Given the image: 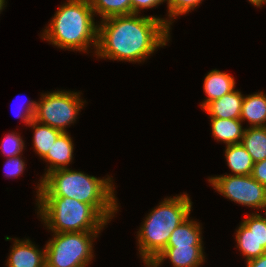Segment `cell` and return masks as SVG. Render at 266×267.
<instances>
[{
  "label": "cell",
  "mask_w": 266,
  "mask_h": 267,
  "mask_svg": "<svg viewBox=\"0 0 266 267\" xmlns=\"http://www.w3.org/2000/svg\"><path fill=\"white\" fill-rule=\"evenodd\" d=\"M94 16L89 0H67L55 12L41 37L57 48L84 53L93 46L95 55L98 23Z\"/></svg>",
  "instance_id": "3"
},
{
  "label": "cell",
  "mask_w": 266,
  "mask_h": 267,
  "mask_svg": "<svg viewBox=\"0 0 266 267\" xmlns=\"http://www.w3.org/2000/svg\"><path fill=\"white\" fill-rule=\"evenodd\" d=\"M251 176L260 184L266 186V159L254 163Z\"/></svg>",
  "instance_id": "27"
},
{
  "label": "cell",
  "mask_w": 266,
  "mask_h": 267,
  "mask_svg": "<svg viewBox=\"0 0 266 267\" xmlns=\"http://www.w3.org/2000/svg\"><path fill=\"white\" fill-rule=\"evenodd\" d=\"M59 169L36 186V197H68L90 204L108 223L118 212L113 177L97 178L84 172Z\"/></svg>",
  "instance_id": "2"
},
{
  "label": "cell",
  "mask_w": 266,
  "mask_h": 267,
  "mask_svg": "<svg viewBox=\"0 0 266 267\" xmlns=\"http://www.w3.org/2000/svg\"><path fill=\"white\" fill-rule=\"evenodd\" d=\"M225 158L233 175H251L254 162L245 147L240 144L226 145Z\"/></svg>",
  "instance_id": "18"
},
{
  "label": "cell",
  "mask_w": 266,
  "mask_h": 267,
  "mask_svg": "<svg viewBox=\"0 0 266 267\" xmlns=\"http://www.w3.org/2000/svg\"><path fill=\"white\" fill-rule=\"evenodd\" d=\"M249 3L253 4L257 8H261L262 5L266 4V0H248Z\"/></svg>",
  "instance_id": "29"
},
{
  "label": "cell",
  "mask_w": 266,
  "mask_h": 267,
  "mask_svg": "<svg viewBox=\"0 0 266 267\" xmlns=\"http://www.w3.org/2000/svg\"><path fill=\"white\" fill-rule=\"evenodd\" d=\"M94 14L104 20L113 16L130 15L131 0H89Z\"/></svg>",
  "instance_id": "21"
},
{
  "label": "cell",
  "mask_w": 266,
  "mask_h": 267,
  "mask_svg": "<svg viewBox=\"0 0 266 267\" xmlns=\"http://www.w3.org/2000/svg\"><path fill=\"white\" fill-rule=\"evenodd\" d=\"M167 27L171 29L172 21L176 19L177 16L185 15L191 10H194L202 0H167Z\"/></svg>",
  "instance_id": "22"
},
{
  "label": "cell",
  "mask_w": 266,
  "mask_h": 267,
  "mask_svg": "<svg viewBox=\"0 0 266 267\" xmlns=\"http://www.w3.org/2000/svg\"><path fill=\"white\" fill-rule=\"evenodd\" d=\"M241 144L254 163L266 159V126L245 128Z\"/></svg>",
  "instance_id": "19"
},
{
  "label": "cell",
  "mask_w": 266,
  "mask_h": 267,
  "mask_svg": "<svg viewBox=\"0 0 266 267\" xmlns=\"http://www.w3.org/2000/svg\"><path fill=\"white\" fill-rule=\"evenodd\" d=\"M240 120L248 121L249 127L266 126V95L262 91L244 95Z\"/></svg>",
  "instance_id": "15"
},
{
  "label": "cell",
  "mask_w": 266,
  "mask_h": 267,
  "mask_svg": "<svg viewBox=\"0 0 266 267\" xmlns=\"http://www.w3.org/2000/svg\"><path fill=\"white\" fill-rule=\"evenodd\" d=\"M246 216L235 233L236 248L246 259L245 262L266 253V212L264 216L259 213Z\"/></svg>",
  "instance_id": "9"
},
{
  "label": "cell",
  "mask_w": 266,
  "mask_h": 267,
  "mask_svg": "<svg viewBox=\"0 0 266 267\" xmlns=\"http://www.w3.org/2000/svg\"><path fill=\"white\" fill-rule=\"evenodd\" d=\"M246 267H266V253L258 258L248 260L246 262Z\"/></svg>",
  "instance_id": "28"
},
{
  "label": "cell",
  "mask_w": 266,
  "mask_h": 267,
  "mask_svg": "<svg viewBox=\"0 0 266 267\" xmlns=\"http://www.w3.org/2000/svg\"><path fill=\"white\" fill-rule=\"evenodd\" d=\"M24 140L18 133H8L2 141L1 152L8 157L22 155L23 149L25 148Z\"/></svg>",
  "instance_id": "23"
},
{
  "label": "cell",
  "mask_w": 266,
  "mask_h": 267,
  "mask_svg": "<svg viewBox=\"0 0 266 267\" xmlns=\"http://www.w3.org/2000/svg\"><path fill=\"white\" fill-rule=\"evenodd\" d=\"M28 126L34 129L33 148L35 153L42 159L62 132L48 125L38 123L34 119Z\"/></svg>",
  "instance_id": "20"
},
{
  "label": "cell",
  "mask_w": 266,
  "mask_h": 267,
  "mask_svg": "<svg viewBox=\"0 0 266 267\" xmlns=\"http://www.w3.org/2000/svg\"><path fill=\"white\" fill-rule=\"evenodd\" d=\"M208 182L220 195L253 209L266 210V186L251 175L225 174L209 177Z\"/></svg>",
  "instance_id": "8"
},
{
  "label": "cell",
  "mask_w": 266,
  "mask_h": 267,
  "mask_svg": "<svg viewBox=\"0 0 266 267\" xmlns=\"http://www.w3.org/2000/svg\"><path fill=\"white\" fill-rule=\"evenodd\" d=\"M203 247L204 246L166 247L148 267H160L166 259H169L172 267H200L205 263L206 257Z\"/></svg>",
  "instance_id": "10"
},
{
  "label": "cell",
  "mask_w": 266,
  "mask_h": 267,
  "mask_svg": "<svg viewBox=\"0 0 266 267\" xmlns=\"http://www.w3.org/2000/svg\"><path fill=\"white\" fill-rule=\"evenodd\" d=\"M80 92L58 90L41 94L37 102L34 120L61 132L75 123L79 111L84 107Z\"/></svg>",
  "instance_id": "7"
},
{
  "label": "cell",
  "mask_w": 266,
  "mask_h": 267,
  "mask_svg": "<svg viewBox=\"0 0 266 267\" xmlns=\"http://www.w3.org/2000/svg\"><path fill=\"white\" fill-rule=\"evenodd\" d=\"M37 215L52 233L101 232L107 221L90 205L68 197H38Z\"/></svg>",
  "instance_id": "5"
},
{
  "label": "cell",
  "mask_w": 266,
  "mask_h": 267,
  "mask_svg": "<svg viewBox=\"0 0 266 267\" xmlns=\"http://www.w3.org/2000/svg\"><path fill=\"white\" fill-rule=\"evenodd\" d=\"M202 226L190 219V216L181 223L170 235L167 247L203 246Z\"/></svg>",
  "instance_id": "17"
},
{
  "label": "cell",
  "mask_w": 266,
  "mask_h": 267,
  "mask_svg": "<svg viewBox=\"0 0 266 267\" xmlns=\"http://www.w3.org/2000/svg\"><path fill=\"white\" fill-rule=\"evenodd\" d=\"M19 156L8 157L5 164L6 177H19L26 168V162Z\"/></svg>",
  "instance_id": "24"
},
{
  "label": "cell",
  "mask_w": 266,
  "mask_h": 267,
  "mask_svg": "<svg viewBox=\"0 0 266 267\" xmlns=\"http://www.w3.org/2000/svg\"><path fill=\"white\" fill-rule=\"evenodd\" d=\"M243 99L244 95L241 91L234 89L208 103L203 110L209 114L210 118L240 119Z\"/></svg>",
  "instance_id": "13"
},
{
  "label": "cell",
  "mask_w": 266,
  "mask_h": 267,
  "mask_svg": "<svg viewBox=\"0 0 266 267\" xmlns=\"http://www.w3.org/2000/svg\"><path fill=\"white\" fill-rule=\"evenodd\" d=\"M99 233H53L45 245L46 267L88 266L94 257L93 242Z\"/></svg>",
  "instance_id": "6"
},
{
  "label": "cell",
  "mask_w": 266,
  "mask_h": 267,
  "mask_svg": "<svg viewBox=\"0 0 266 267\" xmlns=\"http://www.w3.org/2000/svg\"><path fill=\"white\" fill-rule=\"evenodd\" d=\"M212 136L226 145L240 144L245 128L240 119L210 118Z\"/></svg>",
  "instance_id": "16"
},
{
  "label": "cell",
  "mask_w": 266,
  "mask_h": 267,
  "mask_svg": "<svg viewBox=\"0 0 266 267\" xmlns=\"http://www.w3.org/2000/svg\"><path fill=\"white\" fill-rule=\"evenodd\" d=\"M192 210L188 194L165 198L143 221L137 232V246L145 266H149L167 247L172 232Z\"/></svg>",
  "instance_id": "4"
},
{
  "label": "cell",
  "mask_w": 266,
  "mask_h": 267,
  "mask_svg": "<svg viewBox=\"0 0 266 267\" xmlns=\"http://www.w3.org/2000/svg\"><path fill=\"white\" fill-rule=\"evenodd\" d=\"M167 19L138 14L113 16L98 23L96 57L141 63L167 45Z\"/></svg>",
  "instance_id": "1"
},
{
  "label": "cell",
  "mask_w": 266,
  "mask_h": 267,
  "mask_svg": "<svg viewBox=\"0 0 266 267\" xmlns=\"http://www.w3.org/2000/svg\"><path fill=\"white\" fill-rule=\"evenodd\" d=\"M69 132H62L57 139L54 141L51 149L48 150L47 154L42 158L45 162H49L44 175H42L41 180L50 172L66 169L68 165L72 163L74 156V144Z\"/></svg>",
  "instance_id": "12"
},
{
  "label": "cell",
  "mask_w": 266,
  "mask_h": 267,
  "mask_svg": "<svg viewBox=\"0 0 266 267\" xmlns=\"http://www.w3.org/2000/svg\"><path fill=\"white\" fill-rule=\"evenodd\" d=\"M167 0H131V14H140L141 10L157 7Z\"/></svg>",
  "instance_id": "25"
},
{
  "label": "cell",
  "mask_w": 266,
  "mask_h": 267,
  "mask_svg": "<svg viewBox=\"0 0 266 267\" xmlns=\"http://www.w3.org/2000/svg\"><path fill=\"white\" fill-rule=\"evenodd\" d=\"M13 241L7 267H46L45 246L40 250L30 239Z\"/></svg>",
  "instance_id": "11"
},
{
  "label": "cell",
  "mask_w": 266,
  "mask_h": 267,
  "mask_svg": "<svg viewBox=\"0 0 266 267\" xmlns=\"http://www.w3.org/2000/svg\"><path fill=\"white\" fill-rule=\"evenodd\" d=\"M25 105L26 106H24V104H22V106H20L22 108L19 111V114L16 115V117L22 118V121L24 122V124L29 125L30 122L34 119V114H35L37 102L29 100Z\"/></svg>",
  "instance_id": "26"
},
{
  "label": "cell",
  "mask_w": 266,
  "mask_h": 267,
  "mask_svg": "<svg viewBox=\"0 0 266 267\" xmlns=\"http://www.w3.org/2000/svg\"><path fill=\"white\" fill-rule=\"evenodd\" d=\"M6 0H0V13H1V11L5 8V6H6Z\"/></svg>",
  "instance_id": "30"
},
{
  "label": "cell",
  "mask_w": 266,
  "mask_h": 267,
  "mask_svg": "<svg viewBox=\"0 0 266 267\" xmlns=\"http://www.w3.org/2000/svg\"><path fill=\"white\" fill-rule=\"evenodd\" d=\"M235 80L232 75L219 70H211L205 76L203 89L206 98L200 103L201 108H204L208 103L223 95L232 92L235 89Z\"/></svg>",
  "instance_id": "14"
}]
</instances>
